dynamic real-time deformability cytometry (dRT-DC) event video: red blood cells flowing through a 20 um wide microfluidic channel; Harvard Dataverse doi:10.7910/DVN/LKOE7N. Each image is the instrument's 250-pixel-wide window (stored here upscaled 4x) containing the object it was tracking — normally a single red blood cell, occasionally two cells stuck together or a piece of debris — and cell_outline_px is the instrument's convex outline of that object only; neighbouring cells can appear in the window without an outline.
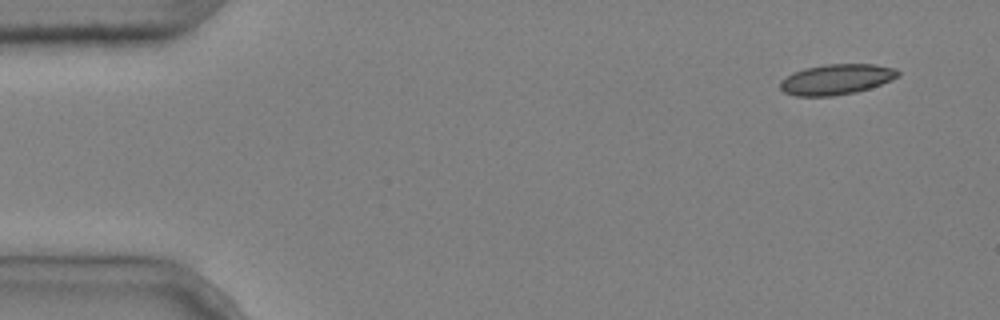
{"species": "common noctule bat (a hibernating species)", "species_latin": "Nyctalus noctula", "temperature_condition": "cold", "stored_images_in_passage": 4, "camera_frame_rate_fps": 3000, "um_per_image_px": 0.085, "animal": {"sex": "male", "body_mass_g": 20.4}, "frame": {"image": 1, "passage_image": 1, "time_ms": 0.0, "image_size_px": [1000, 320], "cell_outline_px": [[900, 76], [892, 80], [856, 92], [832, 96], [796, 96], [784, 92], [780, 88], [780, 80], [792, 72], [804, 68], [824, 64], [872, 64], [896, 68], [900, 72]], "centroid_in_image_um": [71.08, 6.74], "position_along_channel_um": 13.9, "area_um2": 21.04}}
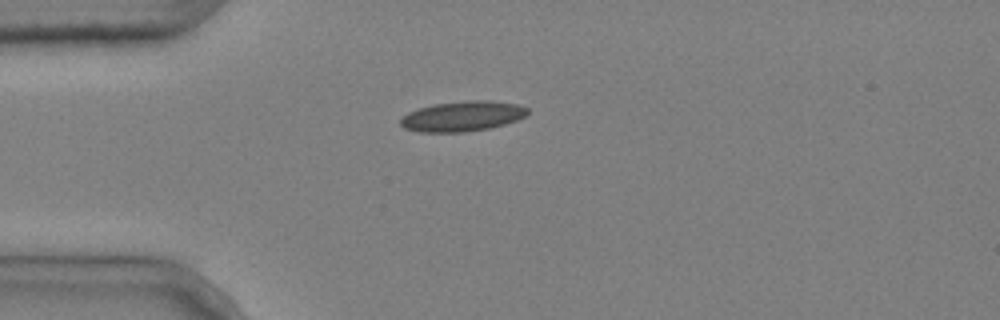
{"frame": {"image": 2, "passage_image": 4, "time_ms": 1.0, "image_size_px": [1000, 320], "cell_outline_px": [[528, 116], [504, 124], [488, 128], [464, 132], [420, 132], [404, 128], [400, 124], [400, 120], [408, 112], [432, 104], [472, 100], [492, 100], [516, 104], [528, 108]], "centroid_in_image_um": [39.32, 9.87], "position_along_channel_um": 45.7, "area_um2": 22.31}}